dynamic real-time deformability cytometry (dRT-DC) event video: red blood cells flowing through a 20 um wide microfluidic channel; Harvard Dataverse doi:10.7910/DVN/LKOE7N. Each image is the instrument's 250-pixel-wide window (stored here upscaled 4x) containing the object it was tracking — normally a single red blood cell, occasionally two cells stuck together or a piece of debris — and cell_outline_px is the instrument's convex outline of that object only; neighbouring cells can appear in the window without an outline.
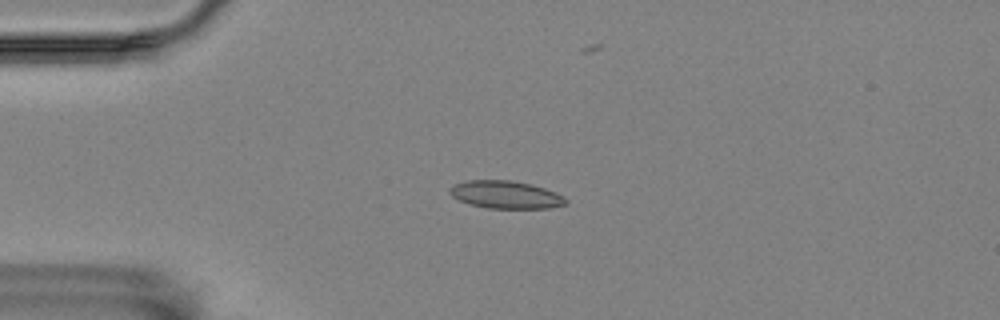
{"species": "Egyptian fruit bat (a non-hibernating species)", "species_latin": "Rousettus aegyptiacus", "temperature_condition": "room temperature", "stored_images_in_passage": 58, "camera_frame_rate_fps": 3000, "um_per_image_px": 0.085, "animal": {"sex": "female"}, "frame": {"image": 1, "passage_image": 14, "time_ms": 4.333, "image_size_px": [1000, 320], "cell_outline_px": [[568, 204], [548, 208], [488, 208], [468, 204], [452, 196], [448, 192], [448, 188], [456, 184], [468, 180], [512, 180], [532, 184], [556, 192], [564, 196], [568, 200]], "centroid_in_image_um": [43.0, 16.54], "position_along_channel_um": 42.0, "area_um2": 18.84}}
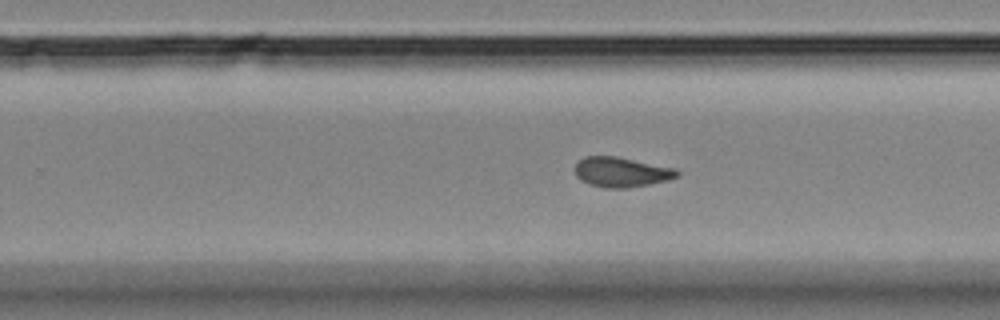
{"frame": {"image": 2, "passage_image": 36, "time_ms": 11.667, "image_size_px": [1000, 320], "cell_outline_px": [[680, 176], [668, 180], [628, 188], [604, 188], [588, 184], [580, 180], [576, 176], [576, 164], [584, 156], [616, 156], [676, 168], [680, 172]], "centroid_in_image_um": [52.84, 14.63], "position_along_channel_um": 277.0, "area_um2": 17.92}}
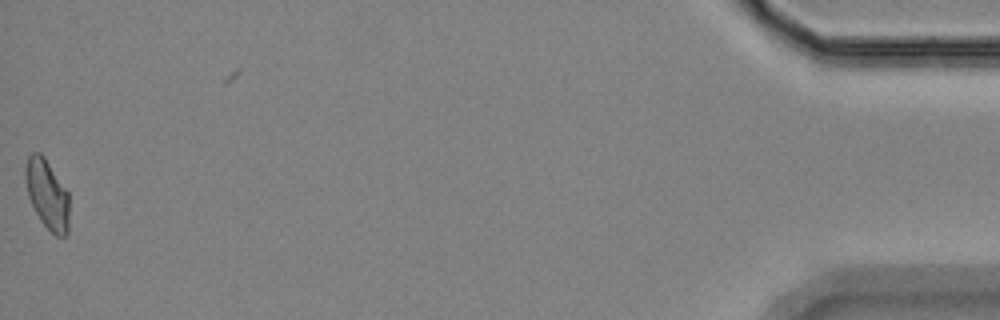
{"frame": {"image": 3, "passage_image": 57, "time_ms": 18.667, "image_size_px": [1000, 320], "cell_outline_px": [[68, 232], [64, 236], [56, 236], [40, 220], [28, 196], [24, 176], [24, 168], [28, 156], [32, 152], [40, 152], [44, 156], [68, 192]], "centroid_in_image_um": [3.99, 16.48], "position_along_channel_um": 431.2, "area_um2": 17.63}, "authors_computed_cell_mechanics": {"area_um2": 17.7157, "velocity_mm_per_s": 3.5248, "shape_relaxation_time_tau1_ms": 9.9054, "shape_relaxation_time_tau2_ms": 1.5506, "deformation_change_tau1": 0.1789, "deformation_change_tau2": 0.079}}